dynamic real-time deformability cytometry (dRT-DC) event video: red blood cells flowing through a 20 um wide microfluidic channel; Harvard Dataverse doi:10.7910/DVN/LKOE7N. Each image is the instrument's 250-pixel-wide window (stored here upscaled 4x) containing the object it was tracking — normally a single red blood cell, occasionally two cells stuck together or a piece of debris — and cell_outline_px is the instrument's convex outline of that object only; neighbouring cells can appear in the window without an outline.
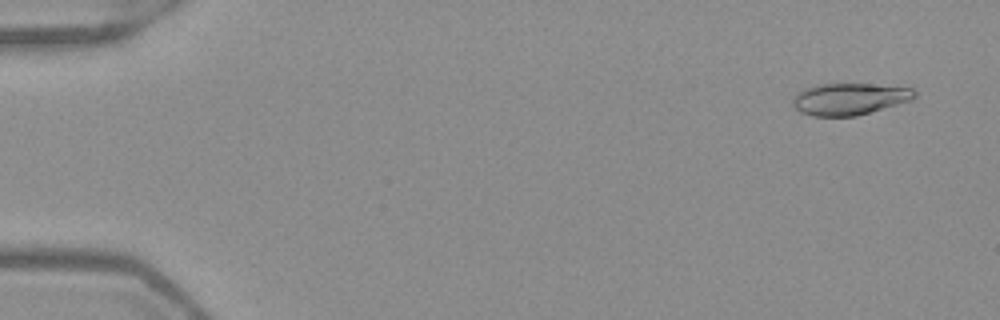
{"species": "Egyptian fruit bat (a non-hibernating species)", "species_latin": "Rousettus aegyptiacus", "temperature_condition": "warm", "stored_images_in_passage": 51, "camera_frame_rate_fps": 3000, "um_per_image_px": 0.085, "frame": {"image": 1, "passage_image": 3, "time_ms": 0.667, "image_size_px": [1000, 320], "cell_outline_px": [[916, 96], [912, 100], [856, 116], [812, 116], [800, 112], [792, 108], [792, 100], [804, 88], [816, 84], [868, 84], [912, 88], [916, 92]], "centroid_in_image_um": [72.18, 8.42], "position_along_channel_um": 12.8, "area_um2": 22.54}}
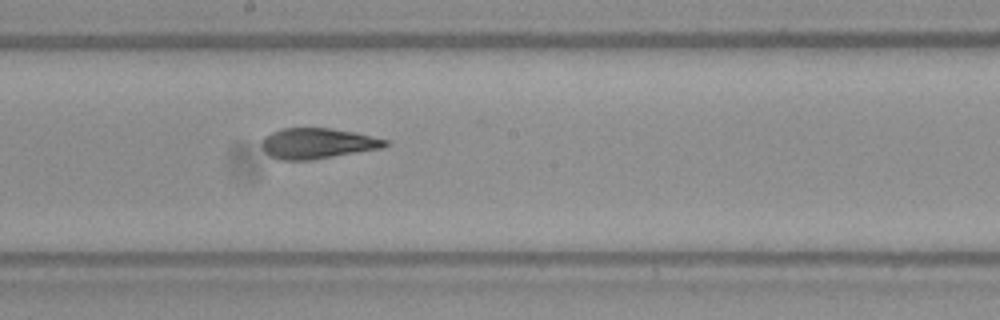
{"frame": {"image": 2, "passage_image": 29, "time_ms": 9.333, "image_size_px": [1000, 320], "cell_outline_px": [[388, 144], [384, 148], [312, 160], [280, 160], [268, 156], [264, 152], [260, 144], [264, 136], [280, 128], [332, 128], [356, 132], [388, 140]], "centroid_in_image_um": [26.96, 12.19], "position_along_channel_um": 221.2, "area_um2": 22.37}}
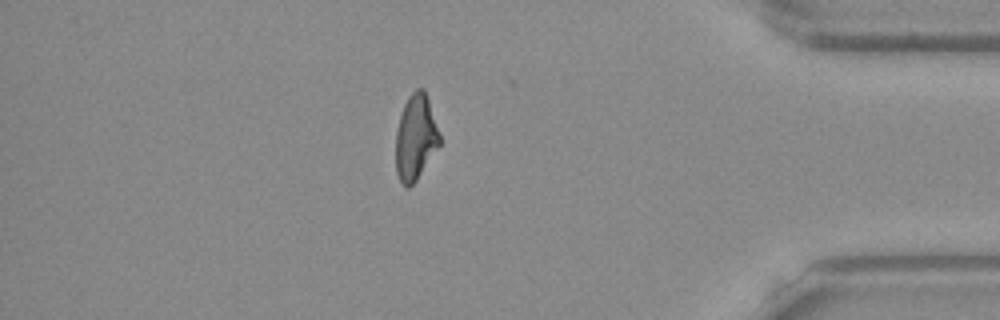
{"frame": {"image": 3, "passage_image": 45, "time_ms": 14.667, "image_size_px": [1000, 320], "cell_outline_px": [[440, 144], [416, 180], [408, 188], [404, 188], [400, 184], [396, 172], [396, 132], [400, 116], [404, 104], [408, 96], [416, 88], [424, 88], [440, 136]], "centroid_in_image_um": [35.3, 11.71], "position_along_channel_um": 399.9, "area_um2": 21.68}}